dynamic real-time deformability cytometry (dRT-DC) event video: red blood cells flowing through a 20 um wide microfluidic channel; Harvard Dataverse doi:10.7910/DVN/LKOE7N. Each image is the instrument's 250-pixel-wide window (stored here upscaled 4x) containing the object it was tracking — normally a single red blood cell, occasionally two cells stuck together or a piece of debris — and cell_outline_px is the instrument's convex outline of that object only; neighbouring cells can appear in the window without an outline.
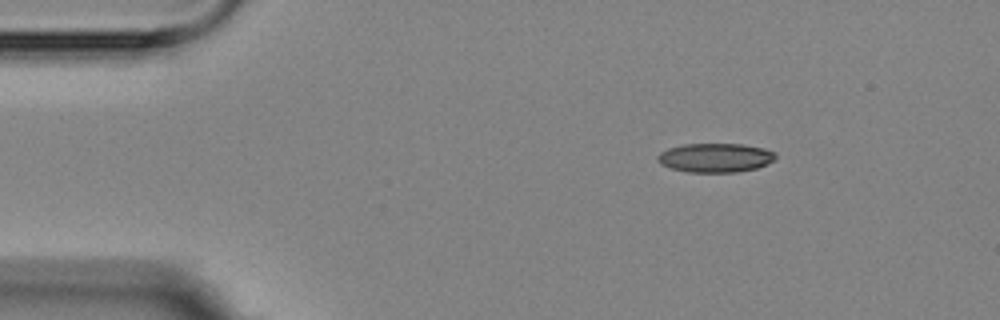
{"species": "Egyptian fruit bat (a non-hibernating species)", "species_latin": "Rousettus aegyptiacus", "temperature_condition": "room temperature", "stored_images_in_passage": 4, "camera_frame_rate_fps": 3000, "um_per_image_px": 0.085, "animal": {"sex": "female"}, "frame": {"image": 1, "passage_image": 1, "time_ms": 0.0, "image_size_px": [1000, 320], "cell_outline_px": [[776, 156], [772, 160], [756, 168], [736, 172], [688, 172], [672, 168], [660, 164], [656, 160], [656, 156], [660, 152], [668, 148], [684, 144], [744, 144], [764, 148], [776, 152]], "centroid_in_image_um": [60.77, 13.4], "position_along_channel_um": 24.2, "area_um2": 19.94}}
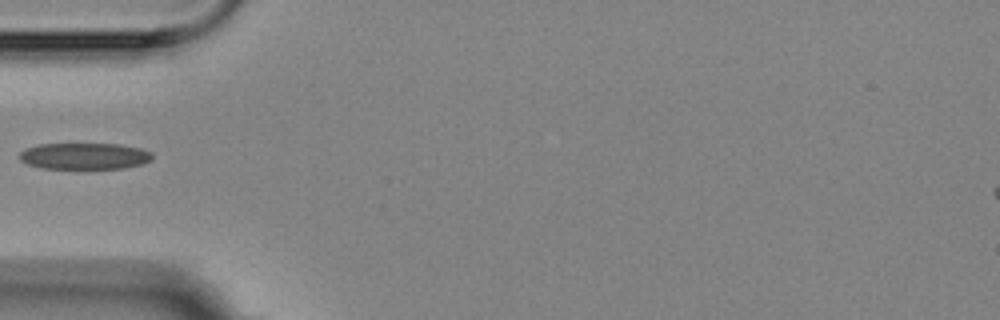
{"frame": {"image": 2, "passage_image": 4, "time_ms": 3.333, "image_size_px": [1000, 320], "cell_outline_px": [[152, 160], [144, 164], [124, 168], [40, 168], [28, 164], [20, 160], [20, 152], [28, 148], [40, 144], [120, 144], [140, 148], [152, 152]], "centroid_in_image_um": [7.23, 13.27], "position_along_channel_um": 77.8, "area_um2": 20.4}}